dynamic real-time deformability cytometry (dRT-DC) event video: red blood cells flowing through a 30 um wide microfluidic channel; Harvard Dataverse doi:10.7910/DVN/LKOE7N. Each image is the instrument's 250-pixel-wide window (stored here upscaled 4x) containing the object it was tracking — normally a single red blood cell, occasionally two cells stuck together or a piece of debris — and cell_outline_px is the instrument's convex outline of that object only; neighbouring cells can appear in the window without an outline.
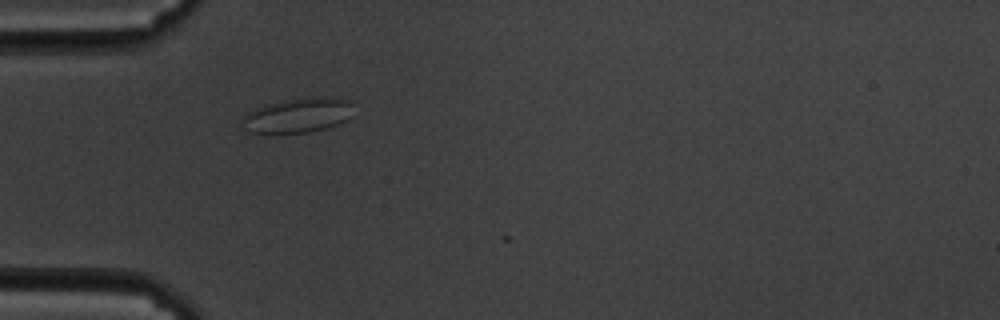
{"species": "common noctule bat (a hibernating species)", "species_latin": "Nyctalus noctula", "temperature_condition": "cold", "stored_images_in_passage": 4, "camera_frame_rate_fps": 3000, "um_per_image_px": 0.085, "animal": {"sex": "male", "body_mass_g": 19.5, "forearm_length_mm": 54.6}, "frame": {"image": 1, "passage_image": 2, "time_ms": 0.333, "image_size_px": [1000, 320], "cell_outline_px": [[352, 116], [348, 120], [328, 128], [308, 132], [248, 132], [240, 116], [264, 104], [288, 100], [316, 96], [328, 96], [352, 100]], "centroid_in_image_um": [25.39, 9.78], "position_along_channel_um": 59.6, "area_um2": 22.6}}